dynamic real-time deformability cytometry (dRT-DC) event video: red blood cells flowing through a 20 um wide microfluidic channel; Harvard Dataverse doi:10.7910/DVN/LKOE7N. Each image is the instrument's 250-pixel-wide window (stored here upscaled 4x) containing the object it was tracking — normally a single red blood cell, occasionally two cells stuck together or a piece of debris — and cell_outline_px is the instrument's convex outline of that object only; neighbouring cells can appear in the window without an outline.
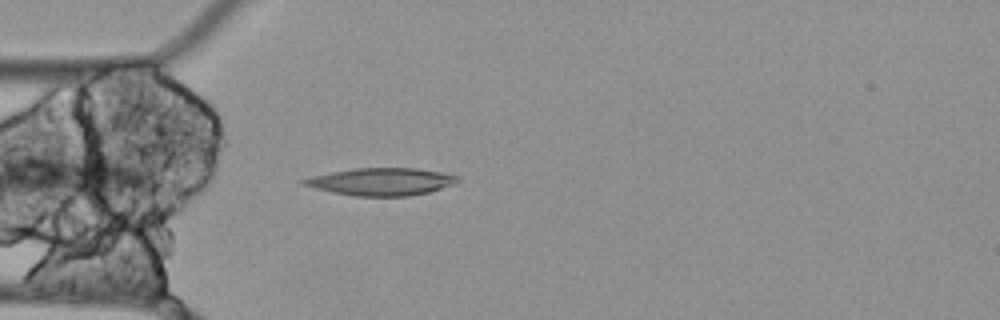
{"species": "Egyptian fruit bat (a non-hibernating species)", "species_latin": "Rousettus aegyptiacus", "temperature_condition": "cold", "stored_images_in_passage": 41, "segment_of_instrument_passage": [1, 2], "camera_frame_rate_fps": 3000, "um_per_image_px": 0.085, "animal": {"sex": "female"}, "frame": {"image": 1, "passage_image": 1, "time_ms": 0.0, "image_size_px": [1000, 320], "cell_outline_px": [[460, 180], [452, 184], [428, 192], [408, 196], [356, 196], [332, 192], [316, 188], [304, 184], [300, 180], [312, 176], [352, 168], [416, 168], [444, 172], [460, 176]], "centroid_in_image_um": [32.44, 15.43], "position_along_channel_um": 52.6, "area_um2": 24.45}}